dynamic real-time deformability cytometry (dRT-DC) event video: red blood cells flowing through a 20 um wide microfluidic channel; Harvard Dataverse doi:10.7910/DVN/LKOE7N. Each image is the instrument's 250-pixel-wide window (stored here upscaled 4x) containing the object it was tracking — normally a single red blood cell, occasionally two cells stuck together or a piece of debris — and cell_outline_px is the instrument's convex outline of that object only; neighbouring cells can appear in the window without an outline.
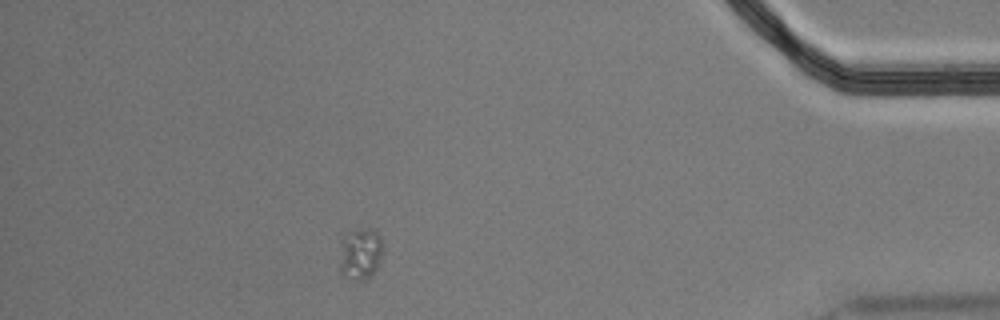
{"species": "Egyptian fruit bat (a non-hibernating species)", "species_latin": "Rousettus aegyptiacus", "temperature_condition": "cold", "stored_images_in_passage": 56, "camera_frame_rate_fps": 3000, "um_per_image_px": 0.085, "animal": {"sex": "male"}, "frame": {"image": 1, "passage_image": 49, "time_ms": 16.0, "image_size_px": [1000, 320], "cell_outline_px": [[384, 244], [380, 260], [376, 268], [368, 280], [356, 280], [344, 276], [340, 272], [340, 240], [344, 232], [356, 228], [360, 228], [376, 232], [380, 236]], "centroid_in_image_um": [30.6, 21.54], "position_along_channel_um": 404.6, "area_um2": 13.41}}